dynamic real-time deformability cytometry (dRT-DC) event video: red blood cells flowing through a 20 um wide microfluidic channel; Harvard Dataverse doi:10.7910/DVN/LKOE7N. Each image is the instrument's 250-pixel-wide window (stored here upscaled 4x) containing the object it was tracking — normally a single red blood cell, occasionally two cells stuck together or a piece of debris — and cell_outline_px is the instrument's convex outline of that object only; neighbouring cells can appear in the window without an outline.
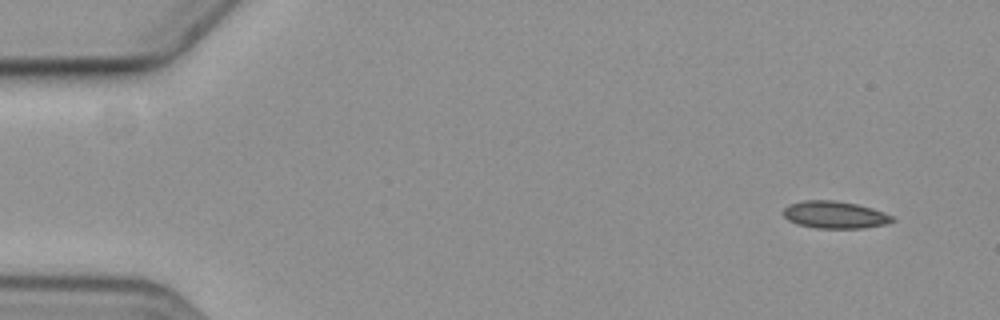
{"species": "common noctule bat (a hibernating species)", "species_latin": "Nyctalus noctula", "temperature_condition": "cold", "stored_images_in_passage": 6, "camera_frame_rate_fps": 3000, "um_per_image_px": 0.085, "animal": {"sex": "female", "body_mass_g": 19.3, "forearm_length_mm": 54.1}, "frame": {"image": 1, "passage_image": 1, "time_ms": 0.0, "image_size_px": [1000, 320], "cell_outline_px": [[896, 220], [888, 224], [864, 228], [816, 228], [796, 224], [788, 220], [784, 216], [784, 208], [788, 204], [804, 200], [832, 200], [856, 204], [872, 208], [884, 212], [892, 216]], "centroid_in_image_um": [70.96, 18.26], "position_along_channel_um": 14.0, "area_um2": 17.4}}
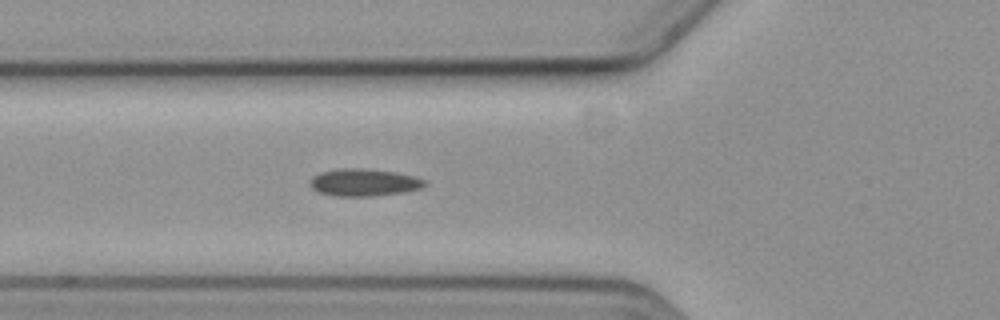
{"frame": {"image": 2, "passage_image": 6, "time_ms": 5.667, "image_size_px": [1000, 320], "cell_outline_px": [[428, 184], [420, 188], [404, 192], [372, 196], [332, 196], [320, 192], [312, 188], [308, 184], [312, 176], [320, 172], [340, 168], [360, 168], [392, 172], [412, 176], [424, 180]], "centroid_in_image_um": [30.88, 15.51], "position_along_channel_um": 94.9, "area_um2": 18.15}}